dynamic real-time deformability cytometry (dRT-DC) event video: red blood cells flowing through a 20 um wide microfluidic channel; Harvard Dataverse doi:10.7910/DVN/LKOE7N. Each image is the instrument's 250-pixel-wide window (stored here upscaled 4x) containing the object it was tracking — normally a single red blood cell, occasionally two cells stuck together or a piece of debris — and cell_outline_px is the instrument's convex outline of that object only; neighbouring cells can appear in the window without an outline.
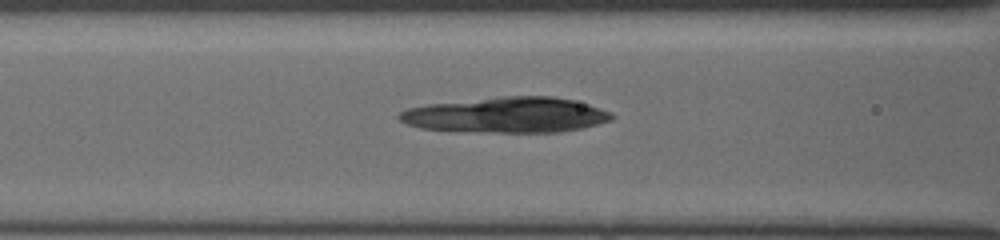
{"species": "common noctule bat (a hibernating species)", "species_latin": "Nyctalus noctula", "temperature_condition": "cold", "stored_images_in_passage": 32, "segment_of_instrument_passage": [2, 2], "camera_frame_rate_fps": 3000, "um_per_image_px": 0.085, "animal": {"sex": "female", "body_mass_g": 19.5, "forearm_length_mm": 54.1}, "frame": {"image": 1, "passage_image": 8, "time_ms": 2.333, "image_size_px": [1000, 240], "cell_outline_px": [[604, 116], [584, 124], [556, 128], [444, 128], [428, 108], [508, 100], [564, 100], [588, 108]], "centroid_in_image_um": [43.76, 9.75], "position_along_channel_um": 122.8, "area_um2": 28.5}}
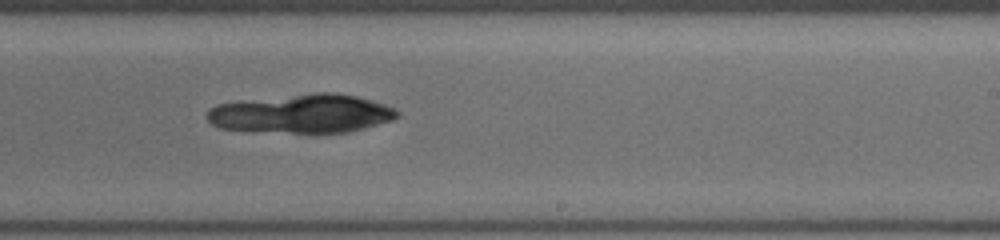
{"frame": {"image": 2, "passage_image": 18, "time_ms": 5.667, "image_size_px": [1000, 240], "cell_outline_px": [[392, 116], [344, 128], [292, 128], [240, 108], [244, 104], [312, 96], [344, 96], [360, 100], [384, 108], [392, 112]], "centroid_in_image_um": [27.09, 9.51], "position_along_channel_um": 261.9, "area_um2": 24.62}}
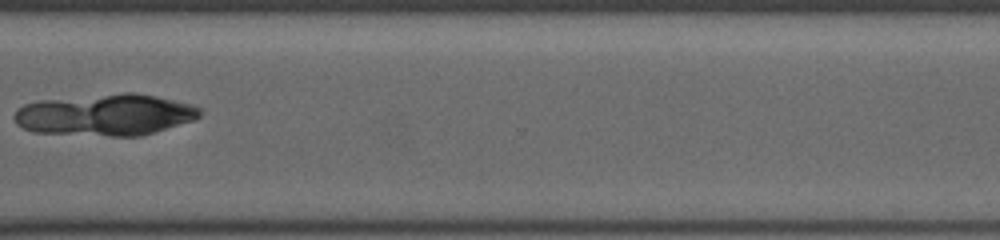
{"frame": {"image": 3, "passage_image": 25, "time_ms": 8.0, "image_size_px": [1000, 240], "cell_outline_px": [[196, 112], [192, 116], [144, 132], [104, 132], [96, 128], [92, 124], [88, 108], [100, 100], [112, 96], [144, 96], [160, 100]], "centroid_in_image_um": [11.45, 9.69], "position_along_channel_um": 359.2, "area_um2": 20.35}}